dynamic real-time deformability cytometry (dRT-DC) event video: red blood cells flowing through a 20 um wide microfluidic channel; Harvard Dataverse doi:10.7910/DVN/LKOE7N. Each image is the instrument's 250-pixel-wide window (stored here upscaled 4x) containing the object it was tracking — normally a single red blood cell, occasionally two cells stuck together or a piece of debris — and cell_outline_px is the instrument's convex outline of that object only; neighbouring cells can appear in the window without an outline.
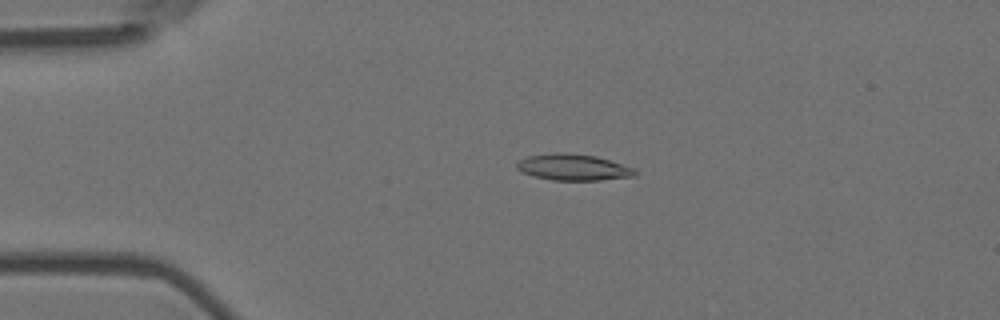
{"species": "Egyptian fruit bat (a non-hibernating species)", "species_latin": "Rousettus aegyptiacus", "temperature_condition": "room temperature", "stored_images_in_passage": 55, "camera_frame_rate_fps": 3000, "um_per_image_px": 0.085, "animal": {"sex": "female"}, "frame": {"image": 1, "passage_image": 12, "time_ms": 3.667, "image_size_px": [1000, 320], "cell_outline_px": [[640, 172], [636, 176], [600, 180], [552, 180], [532, 176], [520, 172], [516, 168], [516, 164], [520, 160], [528, 156], [552, 152], [560, 152], [596, 156], [636, 168]], "centroid_in_image_um": [48.75, 14.22], "position_along_channel_um": 36.3, "area_um2": 18.38}}
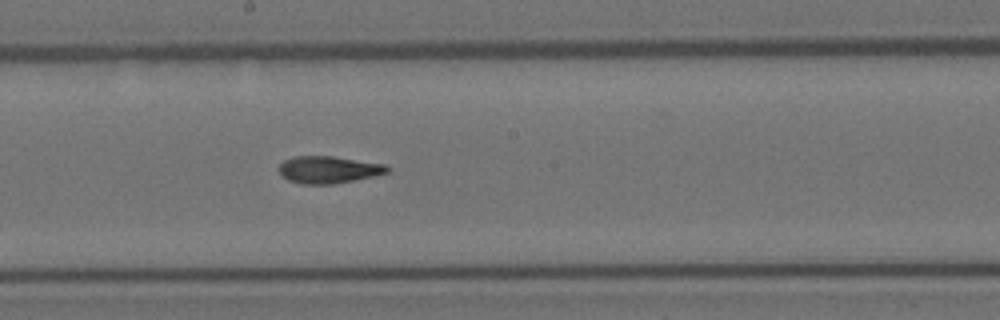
{"frame": {"image": 2, "passage_image": 30, "time_ms": 9.667, "image_size_px": [1000, 320], "cell_outline_px": [[392, 168], [388, 172], [376, 176], [332, 184], [300, 184], [288, 180], [280, 176], [276, 168], [284, 160], [292, 156], [332, 156], [388, 164]], "centroid_in_image_um": [27.92, 14.42], "position_along_channel_um": 220.3, "area_um2": 17.57}}
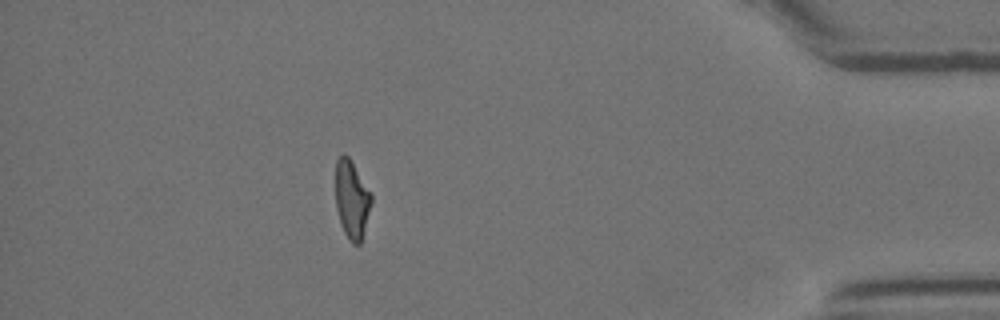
{"frame": {"image": 3, "passage_image": 49, "time_ms": 16.0, "image_size_px": [1000, 320], "cell_outline_px": [[372, 204], [360, 244], [352, 244], [348, 240], [340, 224], [336, 208], [336, 160], [344, 152], [348, 156], [372, 196]], "centroid_in_image_um": [29.89, 16.99], "position_along_channel_um": 405.3, "area_um2": 16.18}, "authors_computed_cell_mechanics": {"area_um2": 17.3978, "velocity_mm_per_s": 3.6689, "shape_relaxation_time_tau1_ms": 10.5737, "shape_relaxation_time_tau2_ms": 2.8009, "deformation_change_tau1": 0.2758, "deformation_change_tau2": 0.1078}}